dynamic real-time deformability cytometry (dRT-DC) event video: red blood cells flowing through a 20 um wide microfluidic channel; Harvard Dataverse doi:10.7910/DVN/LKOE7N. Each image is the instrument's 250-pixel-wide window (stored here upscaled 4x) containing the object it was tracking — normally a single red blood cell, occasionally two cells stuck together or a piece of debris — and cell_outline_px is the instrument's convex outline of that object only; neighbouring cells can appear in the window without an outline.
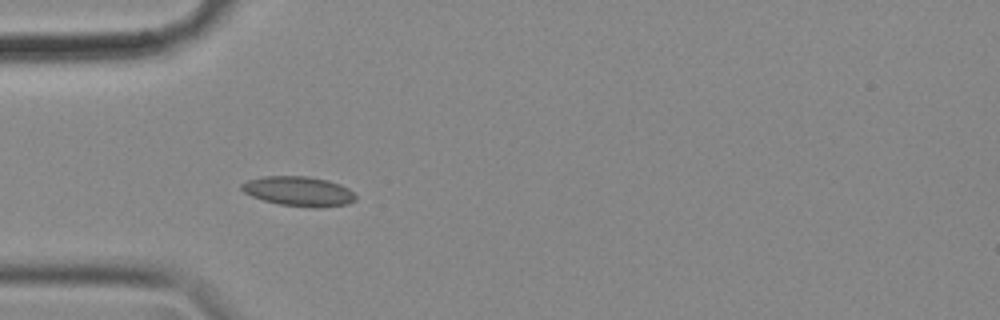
{"species": "common noctule bat (a hibernating species)", "species_latin": "Nyctalus noctula", "temperature_condition": "cold", "stored_images_in_passage": 20, "camera_frame_rate_fps": 3000, "um_per_image_px": 0.085, "animal": {"sex": "female", "body_mass_g": 18.4}, "frame": {"image": 1, "passage_image": 6, "time_ms": 1.667, "image_size_px": [1000, 320], "cell_outline_px": [[356, 200], [348, 204], [316, 208], [280, 204], [264, 200], [252, 196], [244, 192], [240, 188], [240, 184], [248, 180], [264, 176], [308, 176], [328, 180], [340, 184], [348, 188], [356, 196]], "centroid_in_image_um": [25.4, 16.25], "position_along_channel_um": 59.6, "area_um2": 19.71}}
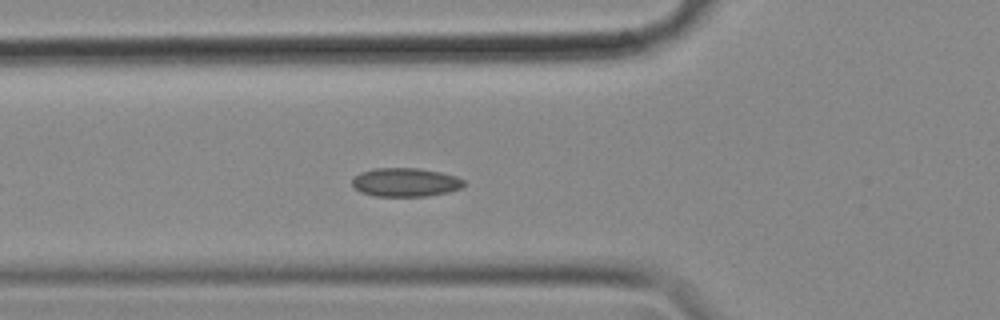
{"frame": {"image": 2, "passage_image": 9, "time_ms": 2.667, "image_size_px": [1000, 320], "cell_outline_px": [[464, 184], [460, 188], [448, 192], [428, 196], [376, 196], [360, 192], [352, 184], [352, 180], [360, 172], [372, 168], [420, 168], [440, 172], [456, 176], [464, 180]], "centroid_in_image_um": [34.46, 15.49], "position_along_channel_um": 91.3, "area_um2": 18.67}}